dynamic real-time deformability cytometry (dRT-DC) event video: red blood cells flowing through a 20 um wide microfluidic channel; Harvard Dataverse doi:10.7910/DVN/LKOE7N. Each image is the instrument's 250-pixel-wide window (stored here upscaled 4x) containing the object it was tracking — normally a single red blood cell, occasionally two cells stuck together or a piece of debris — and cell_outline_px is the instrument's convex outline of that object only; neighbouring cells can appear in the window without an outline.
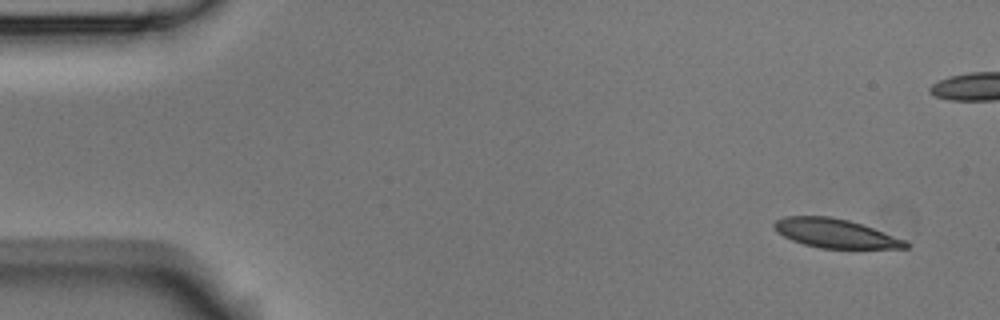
{"species": "Egyptian fruit bat (a non-hibernating species)", "species_latin": "Rousettus aegyptiacus", "temperature_condition": "room temperature", "stored_images_in_passage": 15, "camera_frame_rate_fps": 3000, "um_per_image_px": 0.085, "animal": {"sex": "male"}, "frame": {"image": 1, "passage_image": 1, "time_ms": 0.0, "image_size_px": [1000, 320], "cell_outline_px": [[912, 244], [908, 248], [820, 248], [804, 244], [792, 240], [776, 232], [772, 224], [776, 220], [784, 216], [828, 216], [848, 220], [908, 240]], "centroid_in_image_um": [71.01, 19.83], "position_along_channel_um": 14.0, "area_um2": 22.2}}
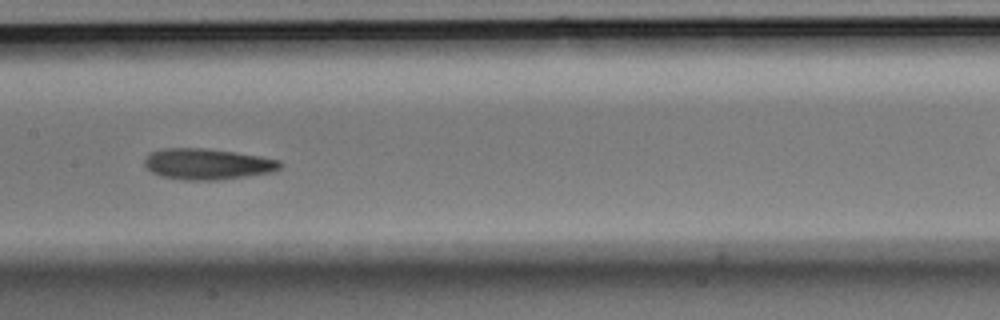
{"frame": {"image": 2, "passage_image": 7, "time_ms": 2.0, "image_size_px": [1000, 320], "cell_outline_px": [[284, 164], [280, 168], [272, 172], [216, 180], [184, 180], [160, 176], [152, 172], [144, 164], [144, 160], [148, 152], [160, 148], [204, 148], [236, 152], [260, 156], [280, 160]], "centroid_in_image_um": [17.6, 13.93], "position_along_channel_um": 189.8, "area_um2": 24.62}}
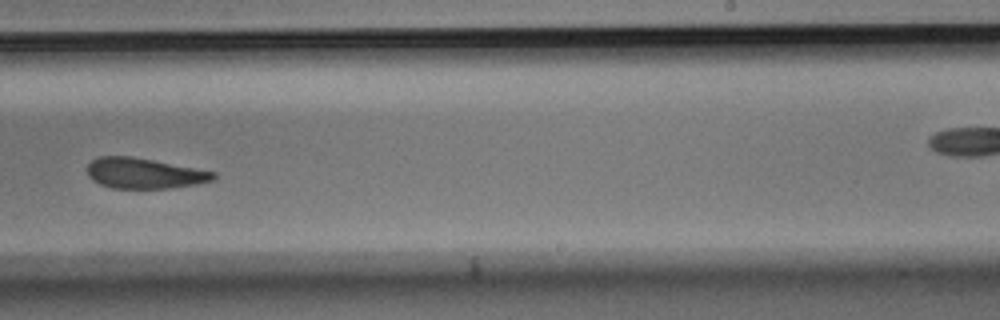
{"frame": {"image": 3, "passage_image": 9, "time_ms": 2.667, "image_size_px": [1000, 320], "cell_outline_px": [[216, 176], [212, 180], [196, 184], [172, 188], [112, 188], [100, 184], [92, 180], [88, 176], [88, 164], [92, 160], [100, 156], [132, 156], [216, 172]], "centroid_in_image_um": [12.24, 14.73], "position_along_channel_um": 276.8, "area_um2": 22.31}}